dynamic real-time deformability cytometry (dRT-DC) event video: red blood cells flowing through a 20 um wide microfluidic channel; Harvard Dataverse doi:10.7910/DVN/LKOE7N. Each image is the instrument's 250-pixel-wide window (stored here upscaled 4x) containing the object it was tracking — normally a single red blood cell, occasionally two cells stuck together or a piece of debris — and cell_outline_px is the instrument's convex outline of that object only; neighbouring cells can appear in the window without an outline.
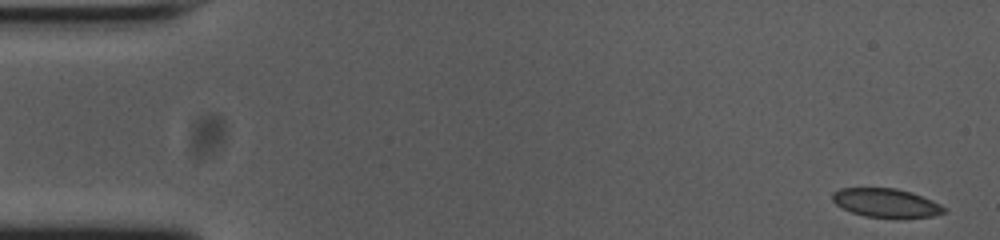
{"species": "common noctule bat (a hibernating species)", "species_latin": "Nyctalus noctula", "temperature_condition": "cold", "stored_images_in_passage": 53, "camera_frame_rate_fps": 3000, "um_per_image_px": 0.085, "animal": {"sex": "female", "body_mass_g": 23.0, "forearm_length_mm": 53.4}, "frame": {"image": 1, "passage_image": 1, "time_ms": 0.0, "image_size_px": [1000, 240], "cell_outline_px": [[948, 212], [932, 216], [864, 216], [852, 212], [836, 204], [832, 200], [832, 192], [840, 188], [896, 188], [912, 192], [932, 200], [948, 208]], "centroid_in_image_um": [75.33, 17.21], "position_along_channel_um": 9.7, "area_um2": 18.38}}
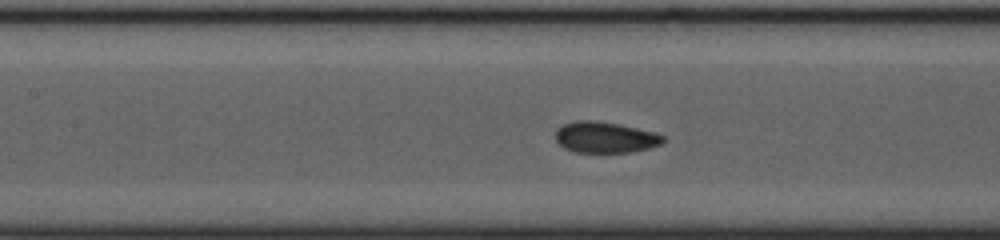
{"frame": {"image": 2, "passage_image": 23, "time_ms": 7.333, "image_size_px": [1000, 240], "cell_outline_px": [[664, 140], [660, 144], [648, 148], [632, 152], [576, 152], [564, 148], [556, 140], [556, 128], [564, 124], [576, 120], [592, 120], [616, 124], [656, 132], [664, 136]], "centroid_in_image_um": [51.42, 11.67], "position_along_channel_um": 156.0, "area_um2": 19.31}}
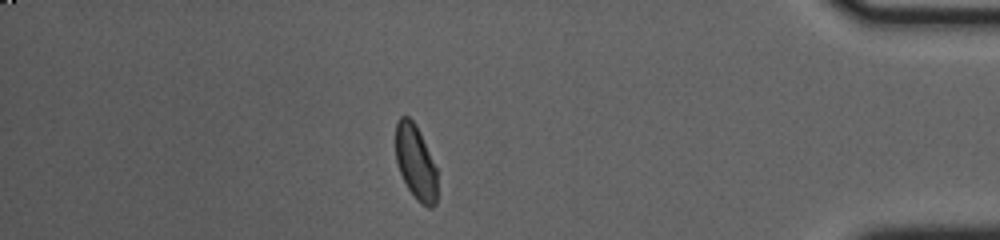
{"frame": {"image": 3, "passage_image": 46, "time_ms": 15.0, "image_size_px": [1000, 240], "cell_outline_px": [[436, 204], [432, 208], [428, 208], [420, 204], [416, 200], [408, 188], [400, 172], [396, 160], [396, 124], [400, 116], [408, 116], [416, 124], [420, 132], [436, 168]], "centroid_in_image_um": [35.33, 13.81], "position_along_channel_um": 399.9, "area_um2": 17.98}, "authors_computed_cell_mechanics": {"area_um2": 19.4208, "velocity_mm_per_s": 3.7277, "shape_relaxation_time_tau1_ms": 3.3403, "shape_relaxation_time_tau2_ms": 1.0274, "deformation_change_tau1": 0.0987, "deformation_change_tau2": 0.0348}}